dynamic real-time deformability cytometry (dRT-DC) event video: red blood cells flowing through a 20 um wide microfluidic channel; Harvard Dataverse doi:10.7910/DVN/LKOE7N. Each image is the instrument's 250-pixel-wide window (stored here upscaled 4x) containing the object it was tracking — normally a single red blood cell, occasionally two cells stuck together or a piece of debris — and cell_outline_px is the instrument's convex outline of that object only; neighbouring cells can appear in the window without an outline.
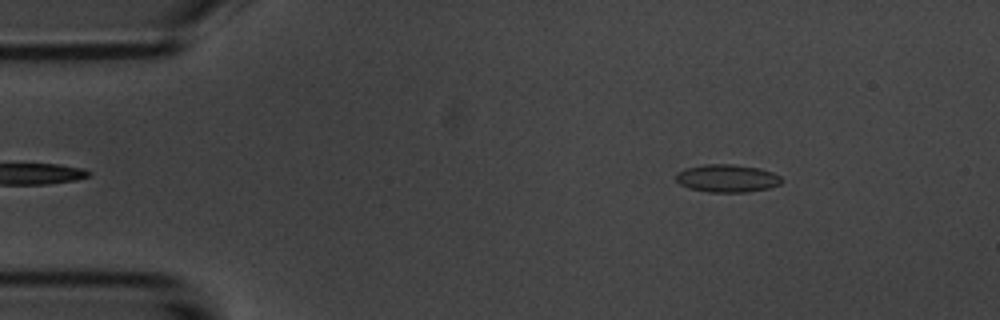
{"species": "common noctule bat (a hibernating species)", "species_latin": "Nyctalus noctula", "temperature_condition": "room temperature", "stored_images_in_passage": 4, "camera_frame_rate_fps": 3000, "um_per_image_px": 0.085, "animal": {"sex": "male", "body_mass_g": 20.1, "forearm_length_mm": 53.5}, "frame": {"image": 1, "passage_image": 4, "time_ms": 3.667, "image_size_px": [1000, 320], "cell_outline_px": [[784, 180], [780, 184], [768, 188], [748, 192], [708, 192], [688, 188], [680, 184], [676, 180], [676, 172], [684, 168], [704, 164], [732, 164], [760, 168], [772, 172], [780, 176]], "centroid_in_image_um": [61.79, 15.15], "position_along_channel_um": 23.2, "area_um2": 17.28}}